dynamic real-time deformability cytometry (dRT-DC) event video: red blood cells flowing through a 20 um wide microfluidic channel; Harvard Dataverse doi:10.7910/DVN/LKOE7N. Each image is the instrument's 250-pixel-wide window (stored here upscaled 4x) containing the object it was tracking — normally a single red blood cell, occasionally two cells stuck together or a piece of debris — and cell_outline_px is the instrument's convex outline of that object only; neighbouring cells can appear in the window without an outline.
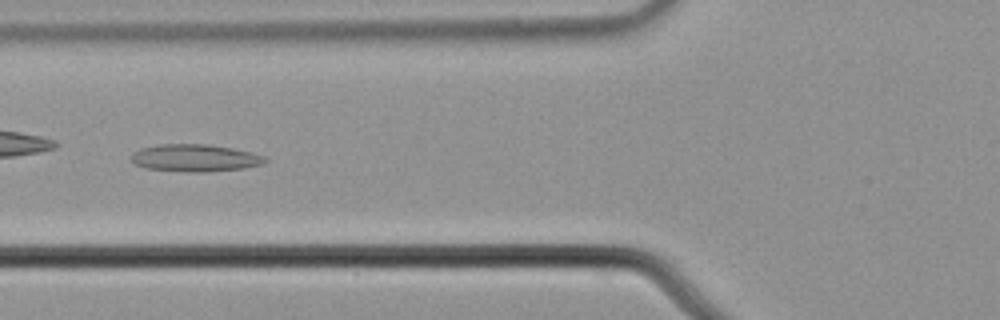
{"species": "common noctule bat (a hibernating species)", "species_latin": "Nyctalus noctula", "temperature_condition": "cold", "stored_images_in_passage": 5, "camera_frame_rate_fps": 3000, "um_per_image_px": 0.085, "animal": {"sex": "male", "body_mass_g": 21.5, "forearm_length_mm": 52.0}, "frame": {"image": 1, "passage_image": 4, "time_ms": 1.0, "image_size_px": [1000, 320], "cell_outline_px": [[268, 160], [264, 164], [244, 168], [208, 172], [184, 172], [144, 168], [136, 164], [132, 160], [132, 152], [140, 148], [160, 144], [208, 144], [232, 148], [252, 152], [264, 156]], "centroid_in_image_um": [16.59, 13.43], "position_along_channel_um": 109.2, "area_um2": 21.5}}
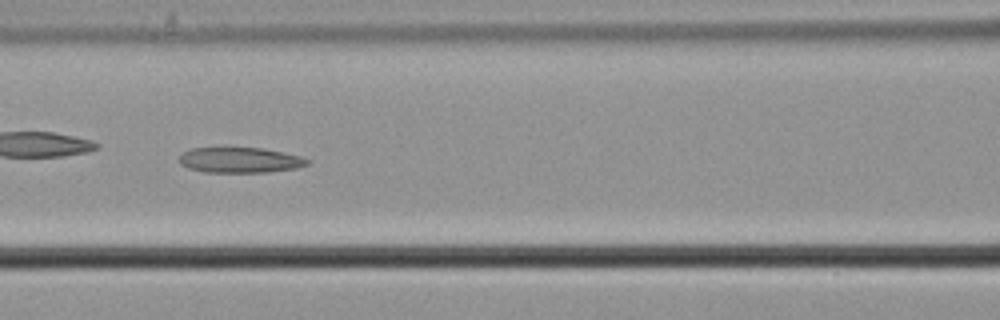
{"frame": {"image": 2, "passage_image": 5, "time_ms": 1.333, "image_size_px": [1000, 320], "cell_outline_px": [[312, 160], [308, 164], [296, 168], [268, 172], [204, 172], [188, 168], [180, 164], [180, 156], [184, 152], [192, 148], [260, 148], [284, 152], [300, 156]], "centroid_in_image_um": [20.42, 13.61], "position_along_channel_um": 146.2, "area_um2": 18.9}}